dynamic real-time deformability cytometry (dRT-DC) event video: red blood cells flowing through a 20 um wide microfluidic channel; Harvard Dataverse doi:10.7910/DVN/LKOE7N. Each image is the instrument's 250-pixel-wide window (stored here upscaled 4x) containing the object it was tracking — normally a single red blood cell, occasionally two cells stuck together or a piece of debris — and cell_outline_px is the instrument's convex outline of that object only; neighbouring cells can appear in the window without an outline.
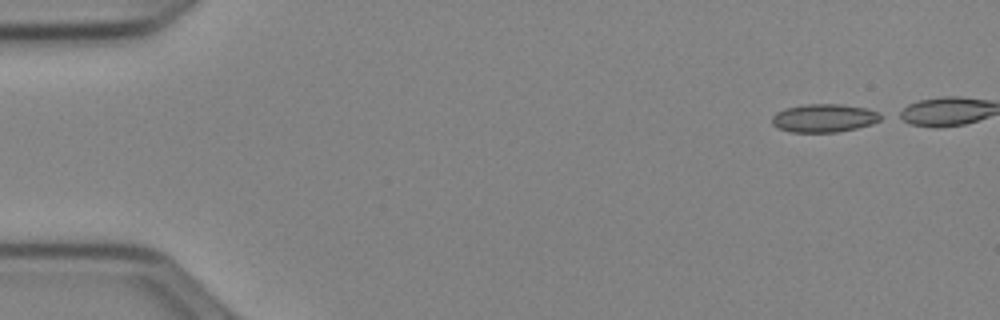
{"species": "Egyptian fruit bat (a non-hibernating species)", "species_latin": "Rousettus aegyptiacus", "temperature_condition": "cold", "stored_images_in_passage": 39, "camera_frame_rate_fps": 3000, "um_per_image_px": 0.085, "animal": {"sex": "female"}, "frame": {"image": 1, "passage_image": 1, "time_ms": 0.0, "image_size_px": [1000, 320], "cell_outline_px": [[888, 116], [872, 124], [856, 128], [836, 132], [792, 132], [780, 128], [772, 124], [772, 116], [776, 112], [788, 108], [804, 104], [840, 104], [864, 108], [880, 112]], "centroid_in_image_um": [70.11, 10.03], "position_along_channel_um": 14.9, "area_um2": 17.92}}
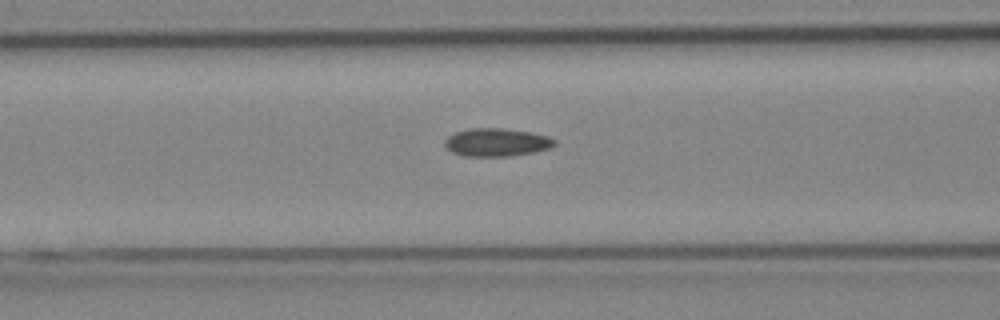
{"frame": {"image": 2, "passage_image": 18, "time_ms": 5.667, "image_size_px": [1000, 320], "cell_outline_px": [[556, 144], [552, 148], [536, 152], [508, 156], [464, 156], [452, 152], [444, 144], [444, 140], [448, 136], [456, 132], [472, 128], [500, 128], [528, 132], [548, 136], [556, 140]], "centroid_in_image_um": [42.23, 12.1], "position_along_channel_um": 124.4, "area_um2": 17.92}}
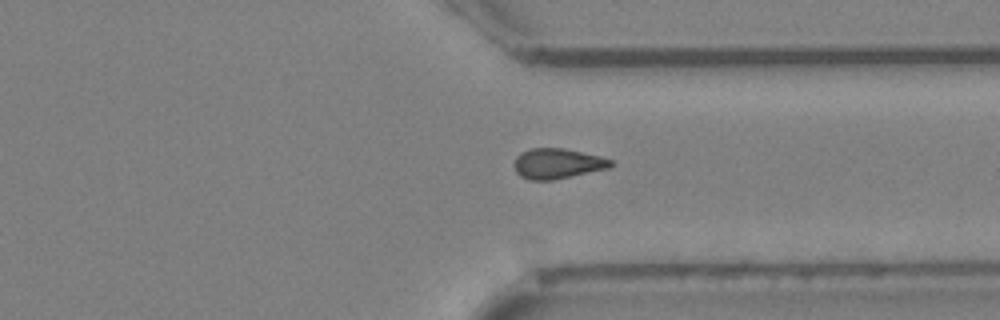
{"frame": {"image": 3, "passage_image": 36, "time_ms": 11.667, "image_size_px": [1000, 320], "cell_outline_px": [[616, 164], [608, 168], [552, 180], [528, 180], [520, 176], [516, 172], [512, 164], [516, 156], [520, 152], [528, 148], [564, 148], [600, 156], [612, 160]], "centroid_in_image_um": [47.34, 13.89], "position_along_channel_um": 364.1, "area_um2": 17.22}}